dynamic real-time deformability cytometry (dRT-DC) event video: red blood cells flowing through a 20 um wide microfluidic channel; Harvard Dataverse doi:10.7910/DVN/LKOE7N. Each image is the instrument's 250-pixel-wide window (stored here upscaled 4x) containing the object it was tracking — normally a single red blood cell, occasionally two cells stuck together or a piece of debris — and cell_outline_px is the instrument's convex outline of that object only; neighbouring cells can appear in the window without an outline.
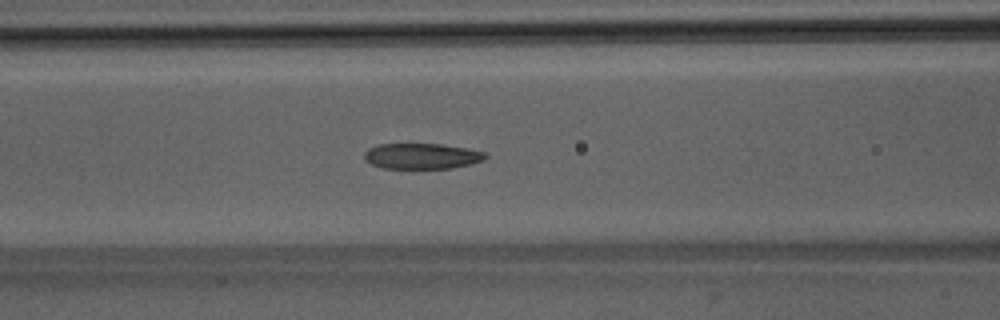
{"species": "Egyptian fruit bat (a non-hibernating species)", "species_latin": "Rousettus aegyptiacus", "temperature_condition": "room temperature", "stored_images_in_passage": 27, "camera_frame_rate_fps": 3000, "um_per_image_px": 0.085, "animal": {"sex": "male"}, "frame": {"image": 1, "passage_image": 22, "time_ms": 7.0, "image_size_px": [1000, 320], "cell_outline_px": [[488, 156], [484, 160], [472, 164], [452, 168], [384, 168], [372, 164], [364, 160], [364, 152], [368, 148], [376, 144], [440, 144], [464, 148], [484, 152]], "centroid_in_image_um": [35.83, 13.27], "position_along_channel_um": 130.8, "area_um2": 18.09}}